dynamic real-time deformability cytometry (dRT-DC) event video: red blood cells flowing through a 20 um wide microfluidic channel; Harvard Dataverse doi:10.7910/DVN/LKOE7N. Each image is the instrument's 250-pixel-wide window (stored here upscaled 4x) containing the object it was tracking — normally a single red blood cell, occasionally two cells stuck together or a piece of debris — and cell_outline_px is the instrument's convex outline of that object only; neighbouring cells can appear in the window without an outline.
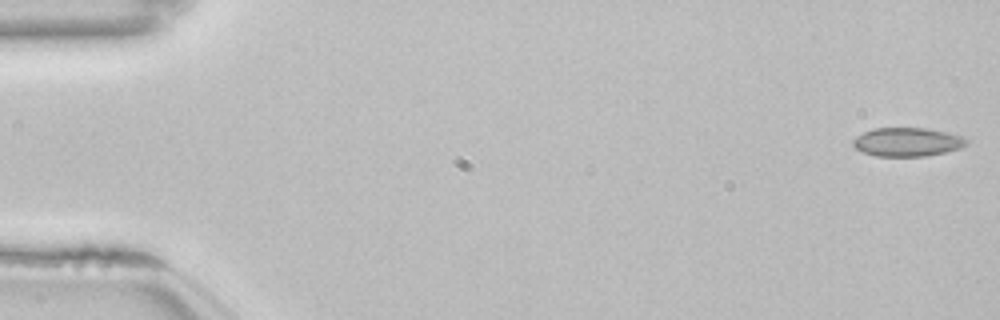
{"species": "common noctule bat (a hibernating species)", "species_latin": "Nyctalus noctula", "temperature_condition": "room temperature", "stored_images_in_passage": 10, "camera_frame_rate_fps": 3000, "um_per_image_px": 0.085, "animal": {"sex": "female", "body_mass_g": 22.7, "forearm_length_mm": 54.2}, "frame": {"image": 1, "passage_image": 1, "time_ms": 0.0, "image_size_px": [1000, 320], "cell_outline_px": [[968, 144], [960, 148], [944, 152], [924, 156], [876, 156], [864, 152], [856, 148], [852, 144], [852, 140], [856, 136], [872, 128], [928, 128], [964, 136], [968, 140]], "centroid_in_image_um": [77.13, 12.06], "position_along_channel_um": 7.9, "area_um2": 19.02}}